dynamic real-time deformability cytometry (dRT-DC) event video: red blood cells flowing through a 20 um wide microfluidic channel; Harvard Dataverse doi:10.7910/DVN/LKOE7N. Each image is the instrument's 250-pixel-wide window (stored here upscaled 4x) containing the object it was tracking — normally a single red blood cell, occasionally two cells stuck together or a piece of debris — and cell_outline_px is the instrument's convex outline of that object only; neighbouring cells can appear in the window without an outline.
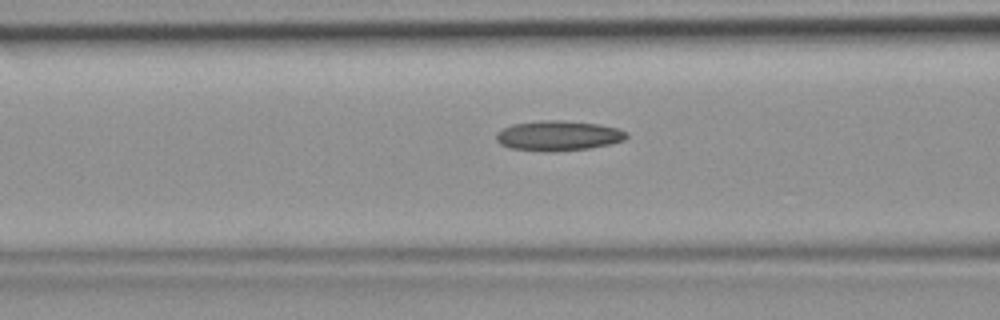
{"species": "common noctule bat (a hibernating species)", "species_latin": "Nyctalus noctula", "temperature_condition": "room temperature", "stored_images_in_passage": 47, "camera_frame_rate_fps": 3000, "um_per_image_px": 0.085, "animal": {"sex": "female", "body_mass_g": 19.9}, "frame": {"image": 1, "passage_image": 19, "time_ms": 6.0, "image_size_px": [1000, 320], "cell_outline_px": [[628, 136], [624, 140], [608, 144], [588, 148], [512, 148], [500, 144], [496, 140], [496, 132], [512, 124], [544, 120], [560, 120], [600, 124], [616, 128], [628, 132]], "centroid_in_image_um": [47.48, 11.47], "position_along_channel_um": 119.1, "area_um2": 21.56}}
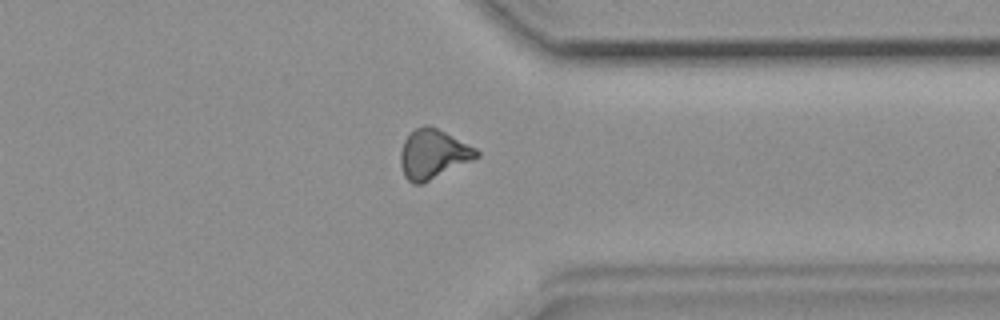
{"frame": {"image": 2, "passage_image": 37, "time_ms": 12.0, "image_size_px": [1000, 320], "cell_outline_px": [[480, 156], [420, 184], [412, 184], [404, 176], [400, 164], [400, 152], [404, 140], [416, 128], [424, 124], [428, 124], [476, 148], [480, 152]], "centroid_in_image_um": [36.78, 13.09], "position_along_channel_um": 374.6, "area_um2": 21.44}}
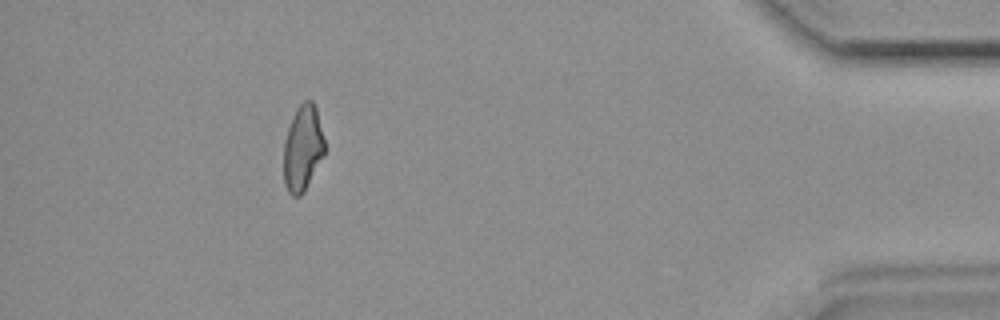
{"frame": {"image": 3, "passage_image": 43, "time_ms": 14.0, "image_size_px": [1000, 320], "cell_outline_px": [[324, 156], [304, 192], [300, 196], [292, 196], [288, 192], [284, 184], [284, 140], [292, 116], [296, 108], [304, 100], [312, 100], [316, 108], [324, 140]], "centroid_in_image_um": [25.72, 12.6], "position_along_channel_um": 409.5, "area_um2": 20.52}}